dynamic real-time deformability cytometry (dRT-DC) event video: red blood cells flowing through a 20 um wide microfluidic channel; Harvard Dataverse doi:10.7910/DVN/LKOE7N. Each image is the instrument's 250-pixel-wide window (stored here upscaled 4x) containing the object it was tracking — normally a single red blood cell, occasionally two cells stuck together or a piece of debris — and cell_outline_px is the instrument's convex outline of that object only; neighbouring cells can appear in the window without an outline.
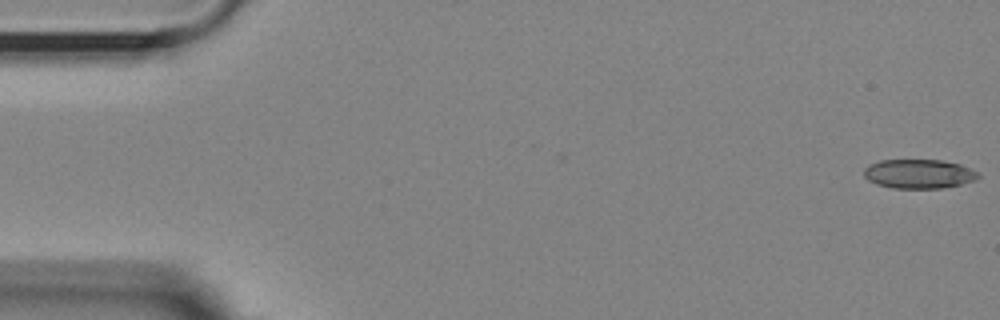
{"species": "Egyptian fruit bat (a non-hibernating species)", "species_latin": "Rousettus aegyptiacus", "temperature_condition": "room temperature", "stored_images_in_passage": 36, "camera_frame_rate_fps": 3000, "um_per_image_px": 0.085, "animal": {"sex": "female"}, "frame": {"image": 1, "passage_image": 1, "time_ms": 0.0, "image_size_px": [1000, 320], "cell_outline_px": [[980, 176], [976, 180], [960, 184], [940, 188], [892, 188], [876, 184], [868, 180], [864, 176], [864, 168], [868, 164], [880, 160], [940, 160], [960, 164], [976, 172]], "centroid_in_image_um": [78.05, 14.77], "position_along_channel_um": 6.9, "area_um2": 19.36}}
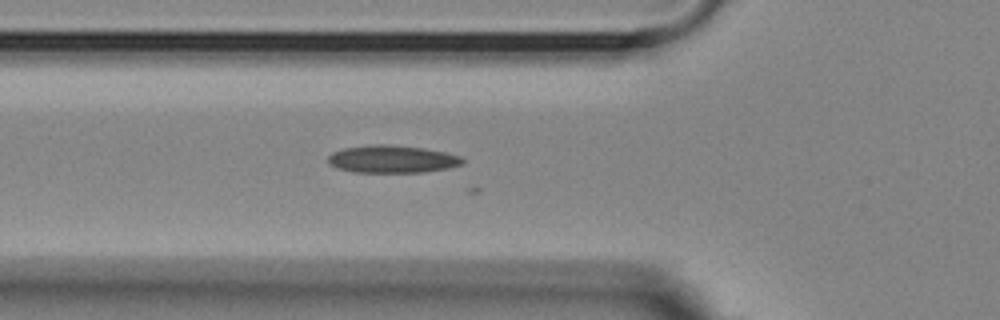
{"frame": {"image": 2, "passage_image": 19, "time_ms": 6.0, "image_size_px": [1000, 320], "cell_outline_px": [[464, 160], [460, 164], [448, 168], [424, 172], [352, 172], [336, 168], [328, 164], [328, 156], [332, 152], [344, 148], [376, 144], [384, 144], [424, 148], [444, 152], [460, 156]], "centroid_in_image_um": [33.28, 13.53], "position_along_channel_um": 92.5, "area_um2": 21.5}}
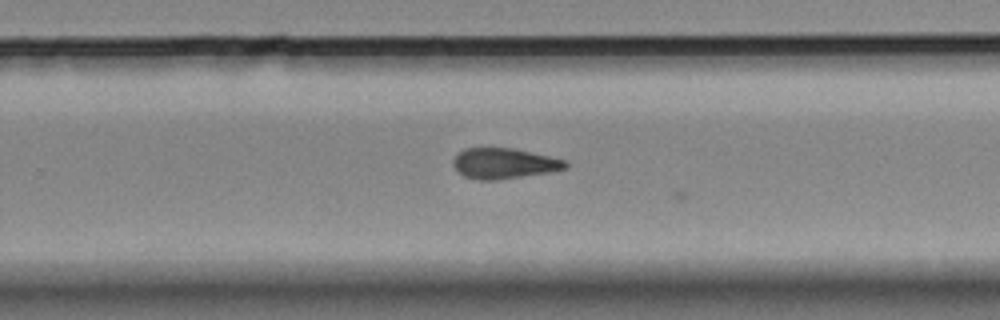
{"frame": {"image": 3, "passage_image": 35, "time_ms": 11.333, "image_size_px": [1000, 320], "cell_outline_px": [[568, 168], [552, 172], [496, 180], [480, 180], [464, 176], [452, 164], [452, 160], [464, 148], [512, 148], [568, 160]], "centroid_in_image_um": [42.89, 13.89], "position_along_channel_um": 286.9, "area_um2": 20.0}}